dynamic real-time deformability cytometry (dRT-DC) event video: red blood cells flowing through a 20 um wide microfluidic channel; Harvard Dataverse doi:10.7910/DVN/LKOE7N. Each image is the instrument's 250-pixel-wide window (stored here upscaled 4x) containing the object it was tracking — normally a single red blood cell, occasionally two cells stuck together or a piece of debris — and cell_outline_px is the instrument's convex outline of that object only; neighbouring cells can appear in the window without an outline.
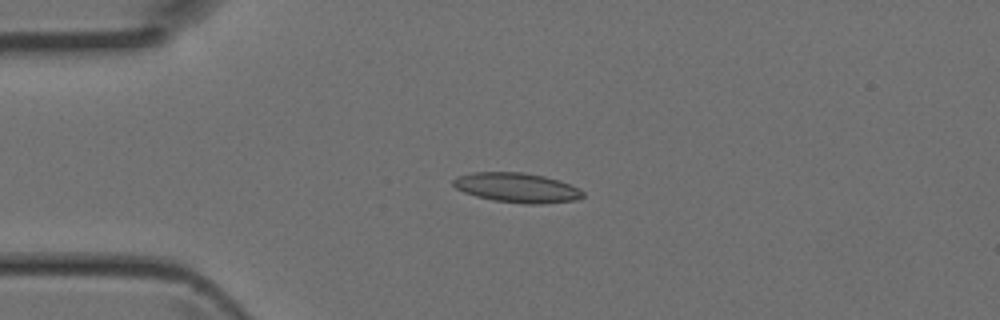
{"species": "Egyptian fruit bat (a non-hibernating species)", "species_latin": "Rousettus aegyptiacus", "temperature_condition": "room temperature", "stored_images_in_passage": 4, "camera_frame_rate_fps": 3000, "um_per_image_px": 0.085, "animal": {"sex": "female"}, "frame": {"image": 1, "passage_image": 3, "time_ms": 0.667, "image_size_px": [1000, 320], "cell_outline_px": [[584, 196], [576, 200], [540, 204], [524, 204], [492, 200], [476, 196], [464, 192], [456, 188], [452, 184], [452, 180], [456, 176], [472, 172], [524, 172], [544, 176], [580, 188], [584, 192]], "centroid_in_image_um": [43.92, 15.95], "position_along_channel_um": 41.1, "area_um2": 22.48}}